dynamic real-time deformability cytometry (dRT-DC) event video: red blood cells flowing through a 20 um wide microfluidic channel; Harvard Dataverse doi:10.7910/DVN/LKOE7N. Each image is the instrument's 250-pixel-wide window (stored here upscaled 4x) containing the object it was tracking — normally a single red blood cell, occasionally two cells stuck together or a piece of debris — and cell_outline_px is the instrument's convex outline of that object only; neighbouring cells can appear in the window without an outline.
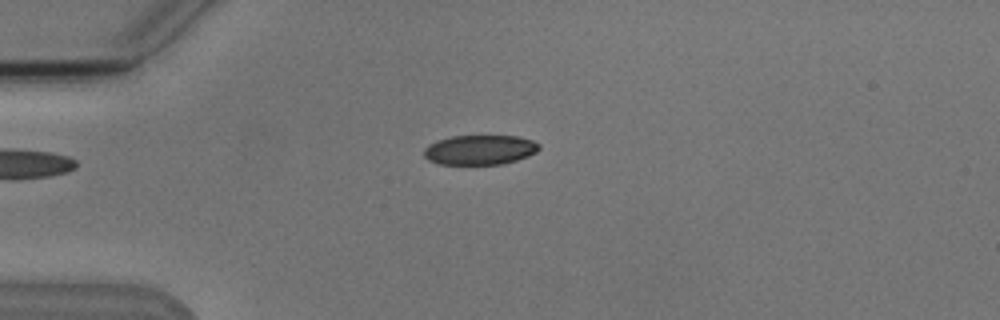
{"species": "Egyptian fruit bat (a non-hibernating species)", "species_latin": "Rousettus aegyptiacus", "temperature_condition": "cold", "stored_images_in_passage": 5, "camera_frame_rate_fps": 3000, "um_per_image_px": 0.085, "animal": {"sex": "male"}, "frame": {"image": 1, "passage_image": 4, "time_ms": 3.333, "image_size_px": [1000, 320], "cell_outline_px": [[540, 148], [536, 152], [528, 156], [516, 160], [500, 164], [436, 164], [428, 160], [424, 156], [424, 148], [428, 144], [436, 140], [452, 136], [516, 136], [532, 140], [540, 144]], "centroid_in_image_um": [40.76, 12.73], "position_along_channel_um": 44.2, "area_um2": 20.0}}